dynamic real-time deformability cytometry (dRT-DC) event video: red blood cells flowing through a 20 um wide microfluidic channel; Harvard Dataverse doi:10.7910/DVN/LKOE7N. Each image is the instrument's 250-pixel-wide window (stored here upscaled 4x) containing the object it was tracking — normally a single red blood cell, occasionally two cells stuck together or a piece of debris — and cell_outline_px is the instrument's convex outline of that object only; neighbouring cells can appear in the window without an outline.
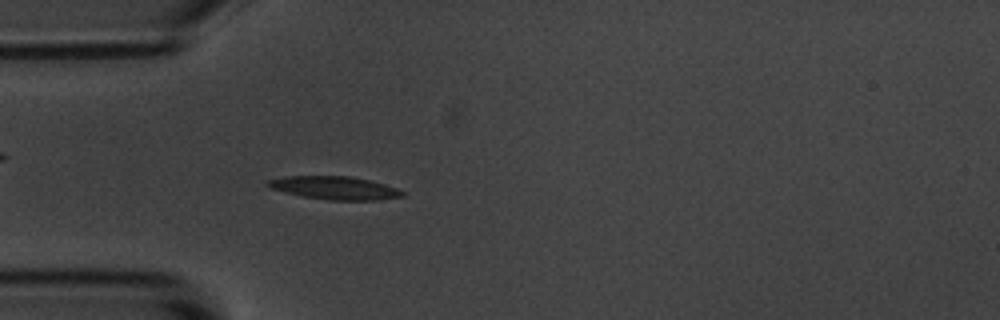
{"species": "common noctule bat (a hibernating species)", "species_latin": "Nyctalus noctula", "temperature_condition": "room temperature", "stored_images_in_passage": 54, "camera_frame_rate_fps": 3000, "um_per_image_px": 0.085, "animal": {"sex": "male", "body_mass_g": 20.1, "forearm_length_mm": 53.5}, "frame": {"image": 1, "passage_image": 15, "time_ms": 4.667, "image_size_px": [1000, 320], "cell_outline_px": [[404, 196], [376, 200], [328, 200], [304, 196], [272, 188], [264, 184], [268, 180], [284, 176], [348, 176], [368, 180], [384, 184], [396, 188], [404, 192]], "centroid_in_image_um": [28.45, 15.97], "position_along_channel_um": 56.6, "area_um2": 17.8}}
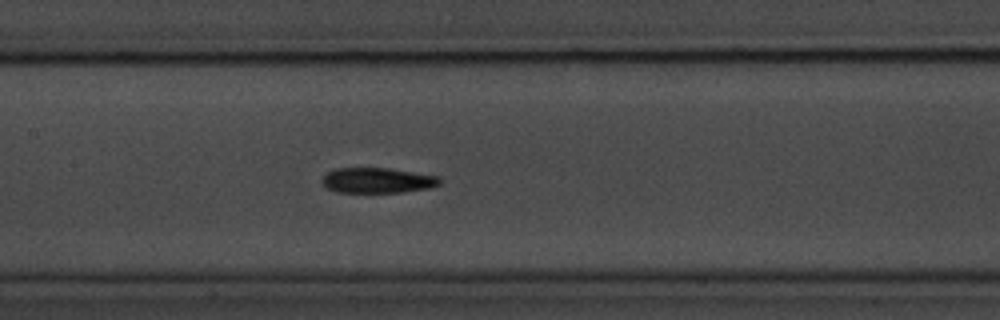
{"frame": {"image": 2, "passage_image": 25, "time_ms": 8.0, "image_size_px": [1000, 320], "cell_outline_px": [[440, 184], [428, 188], [404, 192], [340, 192], [328, 188], [320, 180], [328, 172], [336, 168], [388, 168], [440, 176]], "centroid_in_image_um": [32.1, 15.33], "position_along_channel_um": 175.3, "area_um2": 17.22}}
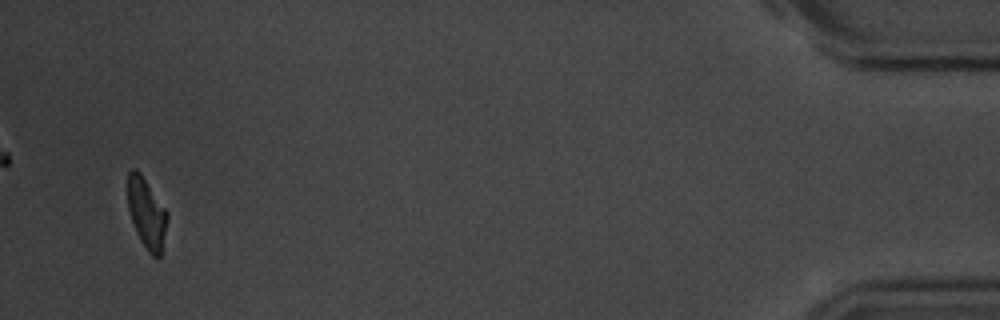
{"frame": {"image": 3, "passage_image": 52, "time_ms": 17.0, "image_size_px": [1000, 320], "cell_outline_px": [[168, 220], [160, 256], [156, 260], [148, 252], [140, 240], [136, 232], [128, 208], [128, 172], [132, 168], [136, 168], [140, 172], [168, 212]], "centroid_in_image_um": [12.47, 18.13], "position_along_channel_um": 422.7, "area_um2": 16.24}, "authors_computed_cell_mechanics": {"area_um2": 17.3111, "velocity_mm_per_s": 3.6719, "shape_relaxation_time_tau1_ms": 2.6973, "shape_relaxation_time_tau2_ms": 4.3028, "deformation_change_tau1": 0.1558, "deformation_change_tau2": 0.127}}